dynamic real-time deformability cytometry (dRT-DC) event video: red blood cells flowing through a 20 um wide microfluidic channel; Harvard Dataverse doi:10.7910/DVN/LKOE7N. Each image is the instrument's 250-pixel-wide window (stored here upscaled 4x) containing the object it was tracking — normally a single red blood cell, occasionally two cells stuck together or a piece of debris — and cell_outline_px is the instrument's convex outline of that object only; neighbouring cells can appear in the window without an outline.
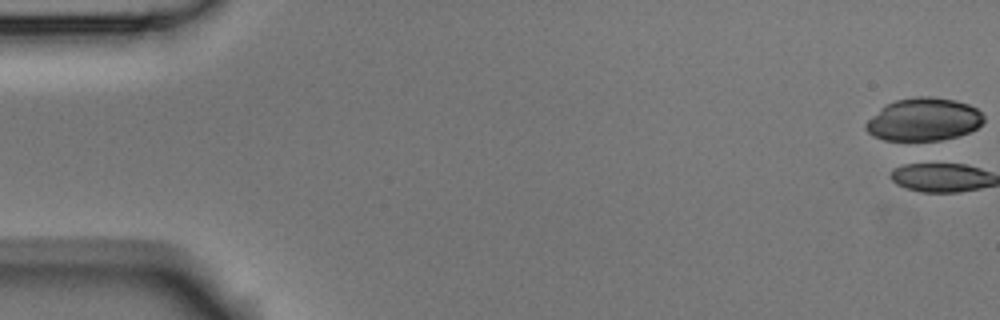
{"species": "Egyptian fruit bat (a non-hibernating species)", "species_latin": "Rousettus aegyptiacus", "temperature_condition": "room temperature", "stored_images_in_passage": 5, "camera_frame_rate_fps": 3000, "um_per_image_px": 0.085, "animal": {"sex": "male"}, "frame": {"image": 1, "passage_image": 1, "time_ms": 0.0, "image_size_px": [1000, 320], "cell_outline_px": [[984, 120], [976, 128], [960, 136], [940, 140], [884, 140], [872, 136], [864, 128], [864, 124], [884, 104], [896, 100], [916, 96], [932, 96], [956, 100], [968, 104], [976, 108], [984, 116]], "centroid_in_image_um": [78.49, 10.14], "position_along_channel_um": 6.5, "area_um2": 29.59}}